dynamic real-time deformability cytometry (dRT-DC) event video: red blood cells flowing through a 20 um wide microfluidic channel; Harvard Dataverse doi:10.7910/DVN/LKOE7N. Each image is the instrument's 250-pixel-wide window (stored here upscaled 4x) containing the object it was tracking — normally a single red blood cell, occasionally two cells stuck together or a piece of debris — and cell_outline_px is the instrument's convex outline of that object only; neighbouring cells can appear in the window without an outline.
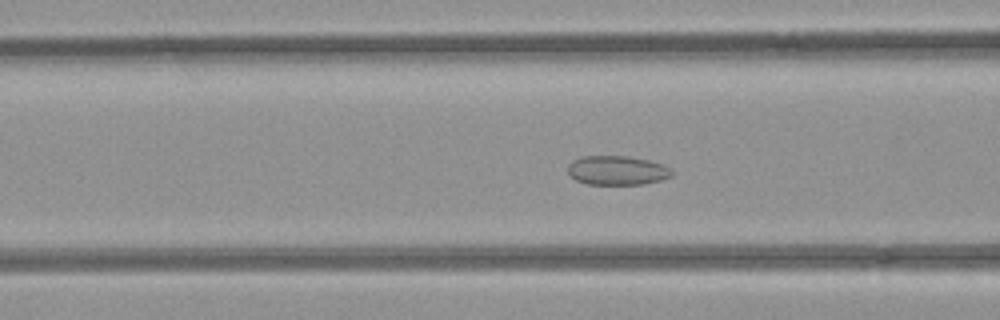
{"species": "common noctule bat (a hibernating species)", "species_latin": "Nyctalus noctula", "temperature_condition": "room temperature", "stored_images_in_passage": 47, "camera_frame_rate_fps": 3000, "um_per_image_px": 0.085, "animal": {"sex": "female", "body_mass_g": 21.9}, "frame": {"image": 1, "passage_image": 15, "time_ms": 4.667, "image_size_px": [1000, 320], "cell_outline_px": [[672, 176], [660, 180], [644, 184], [588, 184], [576, 180], [568, 172], [568, 164], [572, 160], [584, 156], [628, 156], [648, 160], [664, 164], [672, 168]], "centroid_in_image_um": [52.48, 14.47], "position_along_channel_um": 114.1, "area_um2": 17.74}}
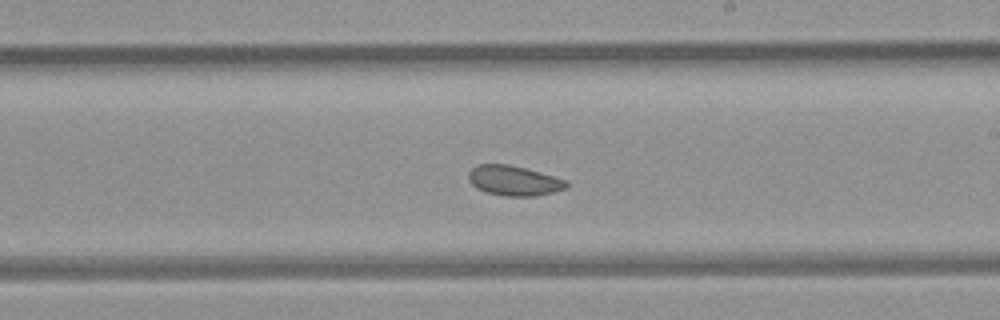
{"frame": {"image": 2, "passage_image": 25, "time_ms": 8.0, "image_size_px": [1000, 320], "cell_outline_px": [[568, 188], [536, 196], [504, 196], [488, 192], [476, 188], [468, 180], [468, 172], [476, 164], [508, 164], [540, 172], [568, 180]], "centroid_in_image_um": [43.68, 15.35], "position_along_channel_um": 245.3, "area_um2": 17.17}}
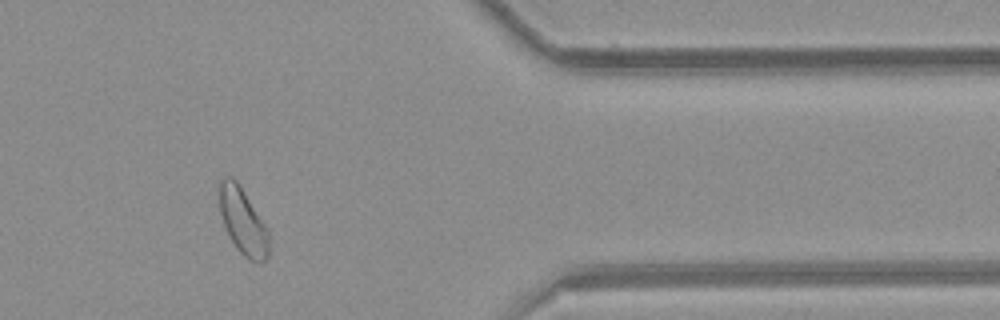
{"frame": {"image": 3, "passage_image": 38, "time_ms": 12.333, "image_size_px": [1000, 320], "cell_outline_px": [[268, 256], [260, 264], [244, 256], [236, 248], [224, 224], [220, 212], [216, 184], [220, 176], [232, 176], [240, 184], [264, 224], [268, 232]], "centroid_in_image_um": [20.58, 18.71], "position_along_channel_um": 390.8, "area_um2": 19.31}, "authors_computed_cell_mechanics": {"area_um2": 18.6694, "velocity_mm_per_s": 3.9226, "shape_relaxation_time_tau1_ms": null, "shape_relaxation_time_tau2_ms": 8.5428, "deformation_change_tau1": null, "deformation_change_tau2": 0.1285}}